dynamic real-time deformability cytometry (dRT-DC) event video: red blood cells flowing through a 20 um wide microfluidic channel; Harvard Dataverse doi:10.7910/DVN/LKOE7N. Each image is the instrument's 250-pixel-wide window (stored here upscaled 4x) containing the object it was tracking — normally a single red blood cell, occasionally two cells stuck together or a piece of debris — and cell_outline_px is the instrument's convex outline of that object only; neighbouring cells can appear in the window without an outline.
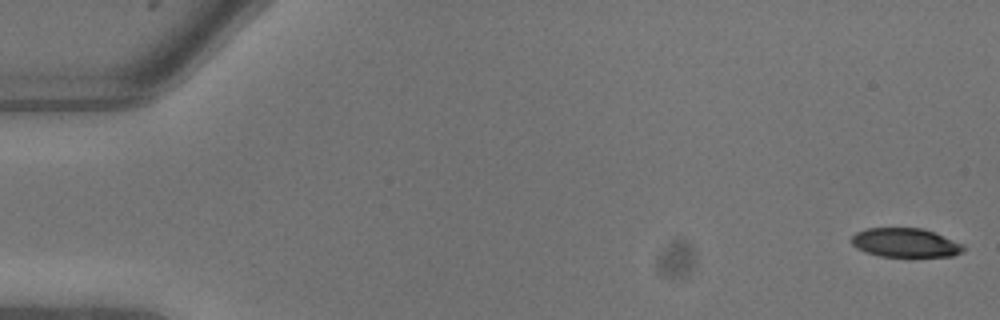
{"species": "common noctule bat (a hibernating species)", "species_latin": "Nyctalus noctula", "temperature_condition": "warm", "stored_images_in_passage": 9, "camera_frame_rate_fps": 3000, "um_per_image_px": 0.085, "animal": {"sex": "male", "body_mass_g": 13.3}, "frame": {"image": 1, "passage_image": 1, "time_ms": 0.0, "image_size_px": [1000, 320], "cell_outline_px": [[964, 252], [952, 256], [880, 256], [856, 248], [848, 240], [856, 232], [868, 228], [924, 228], [964, 244]], "centroid_in_image_um": [76.95, 20.62], "position_along_channel_um": 8.0, "area_um2": 18.96}}
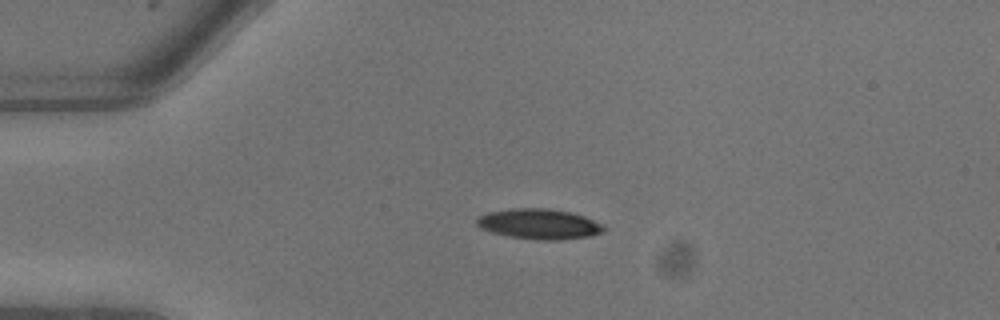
{"frame": {"image": 2, "passage_image": 6, "time_ms": 1.667, "image_size_px": [1000, 320], "cell_outline_px": [[608, 228], [604, 232], [592, 236], [560, 240], [540, 240], [508, 236], [492, 232], [480, 228], [476, 224], [476, 220], [480, 216], [488, 212], [512, 208], [548, 208], [568, 212], [584, 216], [604, 224]], "centroid_in_image_um": [45.88, 19.04], "position_along_channel_um": 39.1, "area_um2": 22.6}}
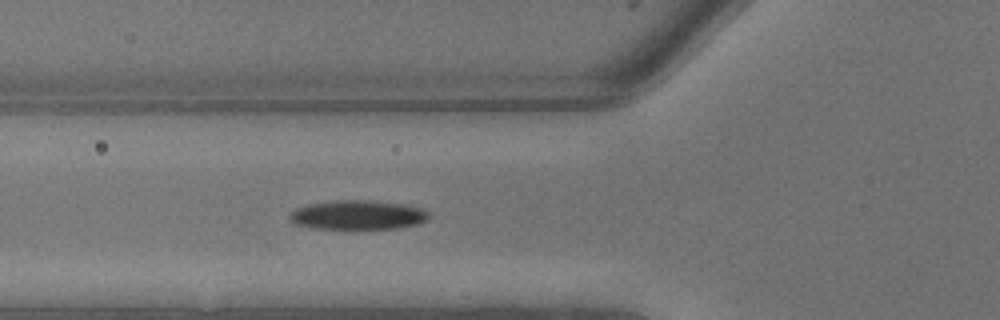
{"frame": {"image": 3, "passage_image": 9, "time_ms": 2.667, "image_size_px": [1000, 320], "cell_outline_px": [[428, 216], [424, 220], [416, 224], [396, 228], [316, 228], [296, 224], [288, 216], [296, 208], [308, 204], [336, 200], [368, 200], [404, 204], [420, 208], [428, 212]], "centroid_in_image_um": [30.39, 18.25], "position_along_channel_um": 95.4, "area_um2": 23.24}}